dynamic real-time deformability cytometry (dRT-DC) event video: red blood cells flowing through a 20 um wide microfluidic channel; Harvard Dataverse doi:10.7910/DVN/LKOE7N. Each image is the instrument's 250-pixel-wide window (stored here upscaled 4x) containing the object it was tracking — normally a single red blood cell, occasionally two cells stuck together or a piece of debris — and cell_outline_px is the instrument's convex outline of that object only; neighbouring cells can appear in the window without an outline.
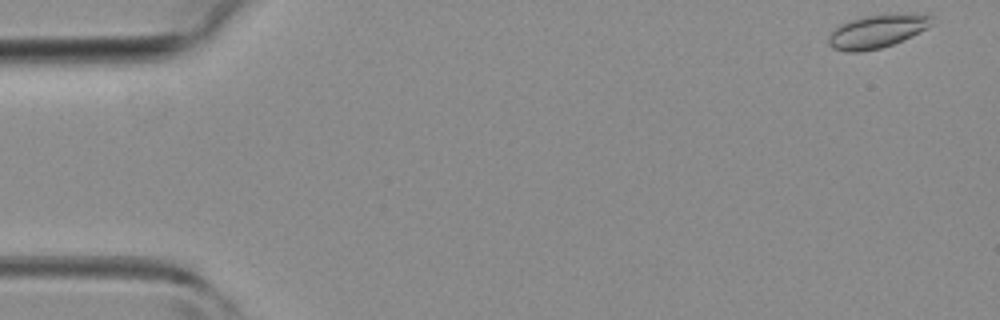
{"species": "common noctule bat (a hibernating species)", "species_latin": "Nyctalus noctula", "temperature_condition": "room temperature", "stored_images_in_passage": 44, "camera_frame_rate_fps": 3000, "um_per_image_px": 0.085, "animal": {"sex": "female", "body_mass_g": 19.3, "forearm_length_mm": 54.1}, "frame": {"image": 1, "passage_image": 1, "time_ms": 0.0, "image_size_px": [1000, 320], "cell_outline_px": [[932, 24], [912, 36], [892, 44], [880, 48], [860, 52], [848, 52], [832, 48], [828, 44], [828, 36], [840, 24], [864, 16], [932, 16]], "centroid_in_image_um": [74.44, 2.72], "position_along_channel_um": 10.6, "area_um2": 19.02}}
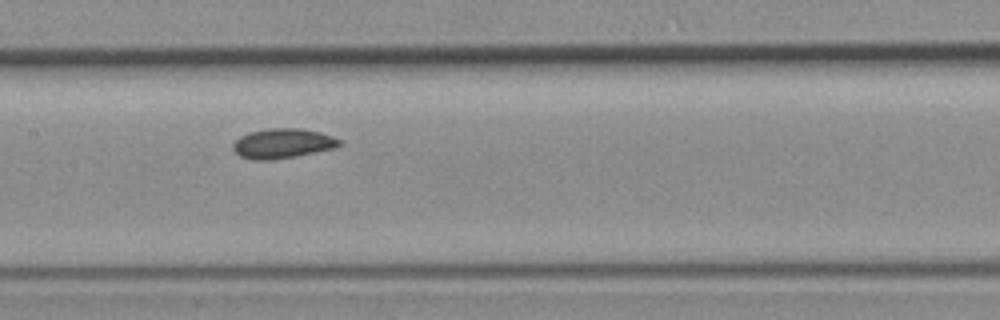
{"frame": {"image": 2, "passage_image": 21, "time_ms": 6.667, "image_size_px": [1000, 320], "cell_outline_px": [[340, 144], [332, 148], [296, 156], [268, 160], [256, 160], [240, 156], [232, 148], [232, 144], [240, 136], [248, 132], [268, 128], [300, 128], [320, 132], [332, 136], [340, 140]], "centroid_in_image_um": [23.98, 12.18], "position_along_channel_um": 183.4, "area_um2": 18.26}}
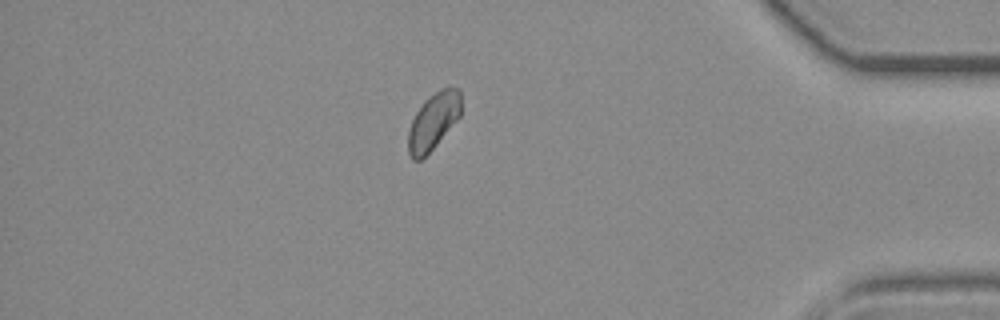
{"frame": {"image": 3, "passage_image": 38, "time_ms": 12.333, "image_size_px": [1000, 320], "cell_outline_px": [[460, 116], [436, 144], [420, 160], [412, 160], [408, 152], [408, 132], [412, 120], [416, 112], [424, 100], [428, 96], [440, 88], [460, 88]], "centroid_in_image_um": [36.81, 10.29], "position_along_channel_um": 398.4, "area_um2": 17.22}}